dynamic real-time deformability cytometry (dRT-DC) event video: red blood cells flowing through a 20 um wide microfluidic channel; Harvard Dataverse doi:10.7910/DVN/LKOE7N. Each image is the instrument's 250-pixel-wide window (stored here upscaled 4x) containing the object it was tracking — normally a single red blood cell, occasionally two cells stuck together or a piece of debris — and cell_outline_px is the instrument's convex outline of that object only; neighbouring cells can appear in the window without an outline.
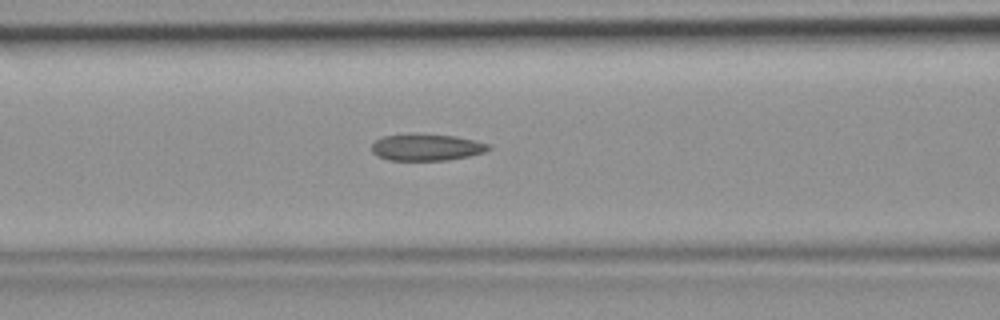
{"species": "common noctule bat (a hibernating species)", "species_latin": "Nyctalus noctula", "temperature_condition": "room temperature", "stored_images_in_passage": 44, "camera_frame_rate_fps": 3000, "um_per_image_px": 0.085, "animal": {"sex": "female", "body_mass_g": 19.9}, "frame": {"image": 1, "passage_image": 18, "time_ms": 5.667, "image_size_px": [1000, 320], "cell_outline_px": [[492, 148], [484, 152], [468, 156], [448, 160], [388, 160], [376, 156], [372, 152], [372, 144], [376, 140], [384, 136], [456, 136], [492, 144]], "centroid_in_image_um": [36.3, 12.56], "position_along_channel_um": 130.3, "area_um2": 17.57}}
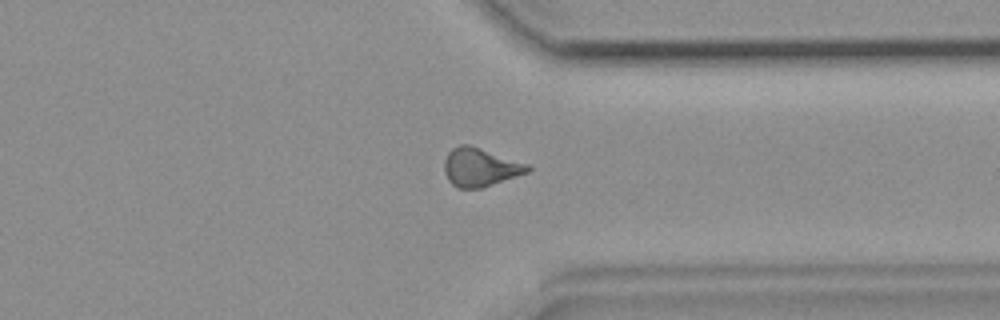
{"frame": {"image": 2, "passage_image": 34, "time_ms": 11.0, "image_size_px": [1000, 320], "cell_outline_px": [[532, 168], [528, 172], [484, 188], [456, 188], [448, 180], [444, 172], [444, 160], [448, 152], [452, 148], [460, 144], [468, 144], [528, 164]], "centroid_in_image_um": [40.79, 14.23], "position_along_channel_um": 370.6, "area_um2": 18.73}}
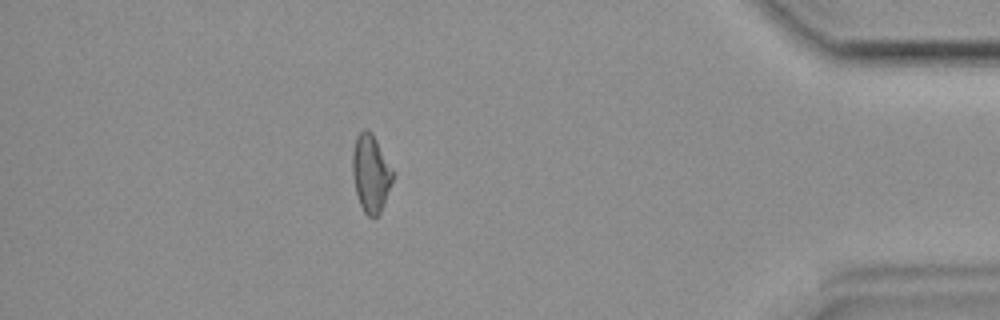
{"frame": {"image": 3, "passage_image": 39, "time_ms": 12.667, "image_size_px": [1000, 320], "cell_outline_px": [[396, 172], [384, 204], [380, 212], [376, 216], [368, 216], [364, 212], [360, 204], [356, 192], [352, 176], [352, 152], [356, 136], [364, 128], [368, 128], [372, 132]], "centroid_in_image_um": [31.54, 14.68], "position_along_channel_um": 403.7, "area_um2": 18.61}}